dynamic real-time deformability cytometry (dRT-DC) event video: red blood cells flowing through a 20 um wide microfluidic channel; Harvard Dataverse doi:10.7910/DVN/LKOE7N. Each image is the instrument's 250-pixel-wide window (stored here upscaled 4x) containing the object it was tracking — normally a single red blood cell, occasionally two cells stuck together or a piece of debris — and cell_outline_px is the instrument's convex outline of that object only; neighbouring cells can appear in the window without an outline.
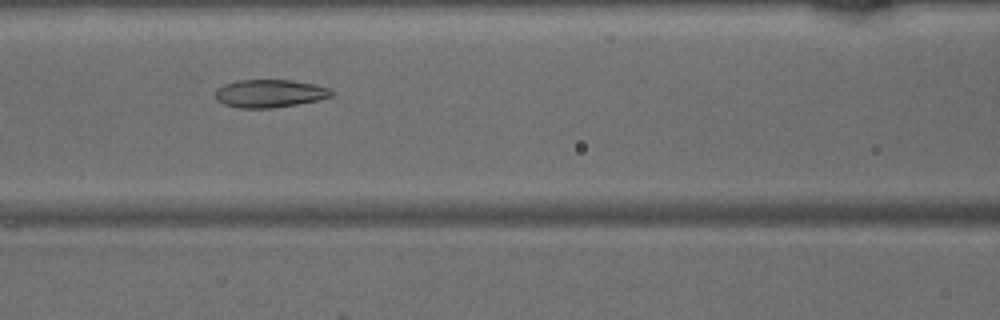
{"species": "common noctule bat (a hibernating species)", "species_latin": "Nyctalus noctula", "temperature_condition": "warm", "stored_images_in_passage": 32, "camera_frame_rate_fps": 3000, "um_per_image_px": 0.085, "animal": {"sex": "male", "body_mass_g": 15.6}, "frame": {"image": 1, "passage_image": 9, "time_ms": 2.667, "image_size_px": [1000, 320], "cell_outline_px": [[336, 92], [332, 96], [316, 100], [296, 104], [272, 108], [240, 108], [224, 104], [216, 100], [216, 88], [224, 84], [240, 80], [292, 80], [316, 84], [328, 88]], "centroid_in_image_um": [22.93, 7.94], "position_along_channel_um": 143.7, "area_um2": 18.9}}
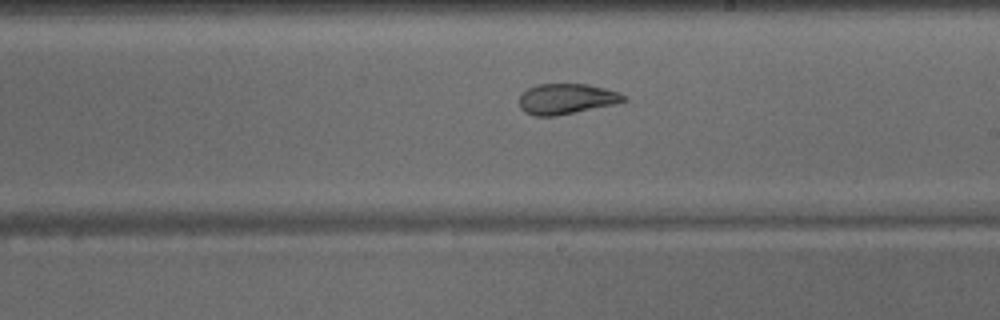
{"frame": {"image": 2, "passage_image": 16, "time_ms": 5.0, "image_size_px": [1000, 320], "cell_outline_px": [[628, 100], [616, 104], [556, 116], [536, 116], [524, 112], [520, 108], [520, 96], [528, 88], [540, 84], [588, 84], [620, 92], [628, 96]], "centroid_in_image_um": [48.2, 8.41], "position_along_channel_um": 240.8, "area_um2": 18.67}}
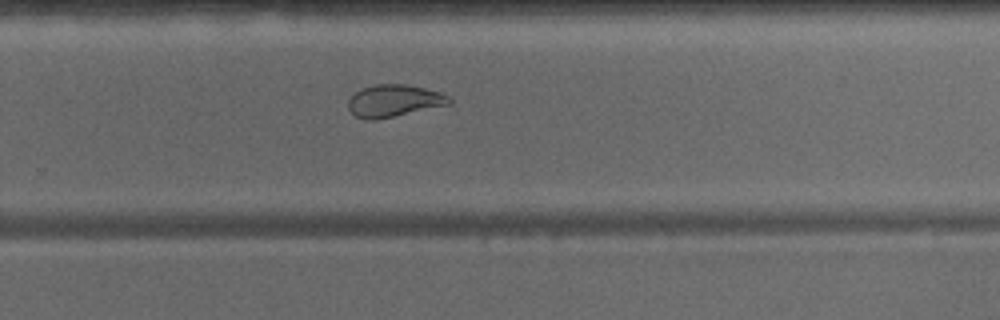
{"frame": {"image": 3, "passage_image": 20, "time_ms": 6.333, "image_size_px": [1000, 320], "cell_outline_px": [[452, 104], [376, 120], [368, 120], [356, 116], [348, 108], [348, 100], [356, 92], [372, 84], [404, 84], [424, 88], [440, 92], [448, 96], [452, 100]], "centroid_in_image_um": [33.51, 8.57], "position_along_channel_um": 296.3, "area_um2": 18.9}}